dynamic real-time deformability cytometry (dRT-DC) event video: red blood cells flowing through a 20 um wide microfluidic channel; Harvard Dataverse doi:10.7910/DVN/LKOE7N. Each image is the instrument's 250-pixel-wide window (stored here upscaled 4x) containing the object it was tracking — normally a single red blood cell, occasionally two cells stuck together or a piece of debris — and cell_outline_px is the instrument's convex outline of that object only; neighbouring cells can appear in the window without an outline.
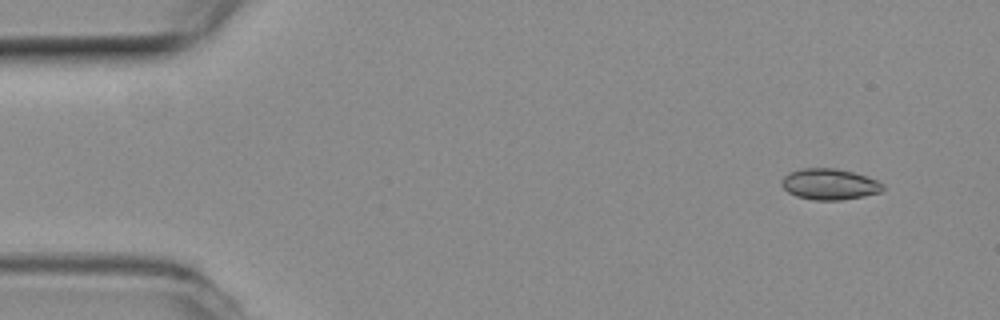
{"species": "common noctule bat (a hibernating species)", "species_latin": "Nyctalus noctula", "temperature_condition": "room temperature", "stored_images_in_passage": 2, "segment_of_instrument_passage": [2, 2], "camera_frame_rate_fps": 3000, "um_per_image_px": 0.085, "animal": {"sex": "female", "body_mass_g": 19.3, "forearm_length_mm": 54.1}, "frame": {"image": 1, "passage_image": 2, "time_ms": 0.333, "image_size_px": [1000, 320], "cell_outline_px": [[884, 188], [880, 192], [864, 196], [840, 200], [812, 200], [796, 196], [788, 192], [780, 184], [780, 180], [788, 172], [800, 168], [836, 168], [852, 172], [876, 180], [884, 184]], "centroid_in_image_um": [70.46, 15.65], "position_along_channel_um": 14.5, "area_um2": 18.38}}